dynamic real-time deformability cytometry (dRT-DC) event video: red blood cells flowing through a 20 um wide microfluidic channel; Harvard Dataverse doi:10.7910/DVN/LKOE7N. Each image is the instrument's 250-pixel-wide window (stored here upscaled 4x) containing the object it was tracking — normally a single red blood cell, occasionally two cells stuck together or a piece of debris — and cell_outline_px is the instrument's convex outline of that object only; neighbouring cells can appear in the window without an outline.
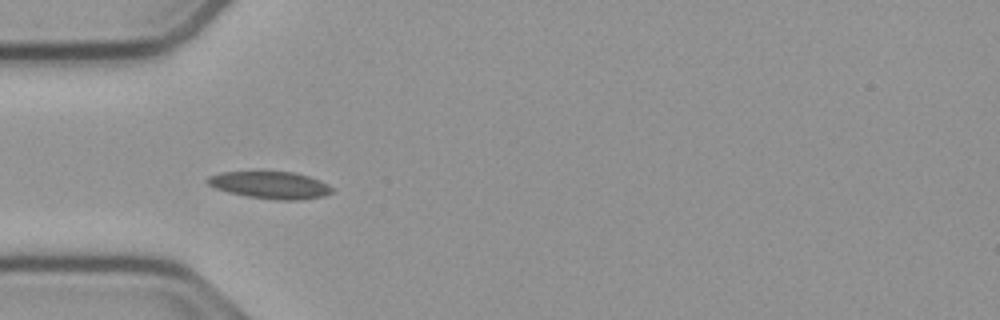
{"species": "common noctule bat (a hibernating species)", "species_latin": "Nyctalus noctula", "temperature_condition": "cold", "stored_images_in_passage": 39, "camera_frame_rate_fps": 3000, "um_per_image_px": 0.085, "animal": {"sex": "male", "body_mass_g": 23.1, "forearm_length_mm": 52.7}, "frame": {"image": 1, "passage_image": 1, "time_ms": 0.0, "image_size_px": [1000, 320], "cell_outline_px": [[332, 192], [324, 196], [296, 200], [276, 200], [248, 196], [228, 192], [216, 188], [208, 184], [204, 180], [208, 176], [220, 172], [292, 172], [308, 176], [320, 180], [328, 184], [332, 188]], "centroid_in_image_um": [22.95, 15.73], "position_along_channel_um": 62.0, "area_um2": 19.59}}
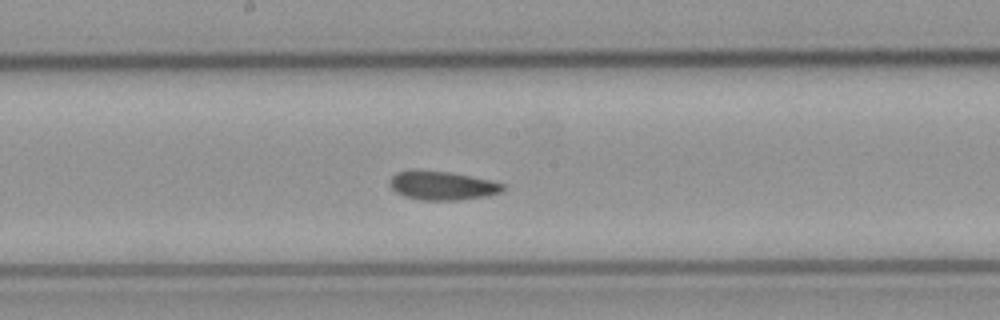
{"frame": {"image": 2, "passage_image": 13, "time_ms": 4.0, "image_size_px": [1000, 320], "cell_outline_px": [[504, 192], [488, 196], [460, 200], [420, 200], [404, 196], [396, 192], [388, 184], [392, 176], [396, 172], [448, 172], [488, 180], [504, 184]], "centroid_in_image_um": [37.63, 15.82], "position_along_channel_um": 210.6, "area_um2": 18.5}}
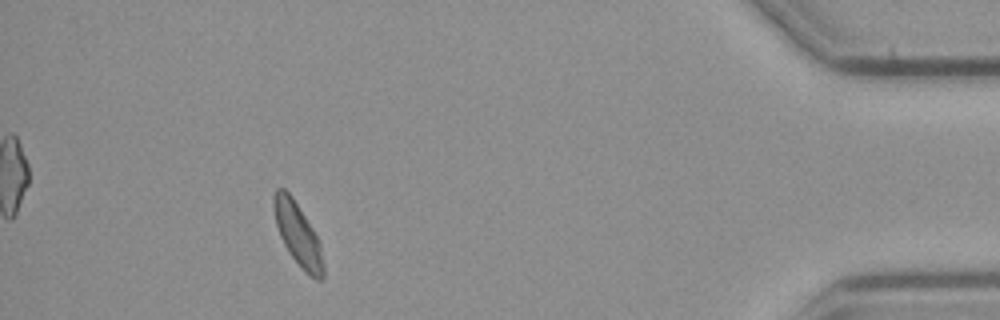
{"frame": {"image": 3, "passage_image": 34, "time_ms": 11.0, "image_size_px": [1000, 320], "cell_outline_px": [[324, 276], [320, 280], [316, 280], [304, 272], [288, 252], [280, 236], [276, 224], [272, 204], [272, 196], [276, 188], [284, 188], [292, 196], [312, 228], [320, 244], [324, 264]], "centroid_in_image_um": [25.3, 19.92], "position_along_channel_um": 409.9, "area_um2": 18.15}, "authors_computed_cell_mechanics": {"area_um2": 18.496, "velocity_mm_per_s": 3.7345, "shape_relaxation_time_tau1_ms": null, "shape_relaxation_time_tau2_ms": 5.3835, "deformation_change_tau1": null, "deformation_change_tau2": 0.1068}}